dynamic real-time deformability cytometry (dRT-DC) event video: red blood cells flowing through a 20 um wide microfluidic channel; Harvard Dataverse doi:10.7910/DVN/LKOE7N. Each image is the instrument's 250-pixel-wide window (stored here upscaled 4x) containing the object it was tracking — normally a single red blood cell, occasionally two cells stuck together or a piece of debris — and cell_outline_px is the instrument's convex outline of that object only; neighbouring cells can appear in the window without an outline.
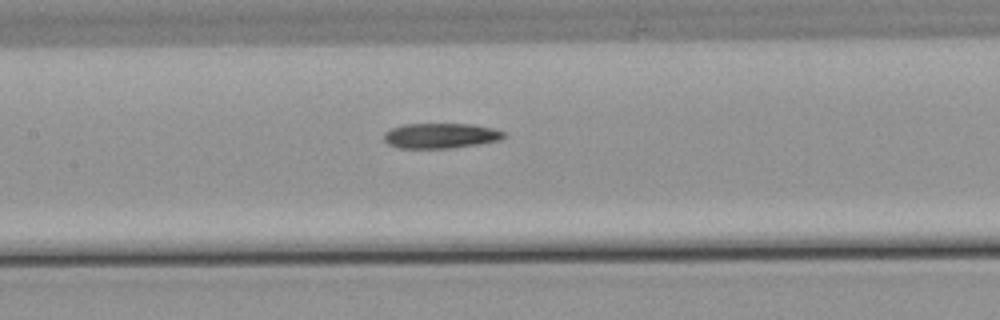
{"species": "common noctule bat (a hibernating species)", "species_latin": "Nyctalus noctula", "temperature_condition": "warm", "stored_images_in_passage": 39, "camera_frame_rate_fps": 3000, "um_per_image_px": 0.085, "animal": {"sex": "male", "body_mass_g": 21.5, "forearm_length_mm": 52.0}, "frame": {"image": 1, "passage_image": 15, "time_ms": 4.667, "image_size_px": [1000, 320], "cell_outline_px": [[504, 136], [500, 140], [476, 144], [448, 148], [400, 148], [388, 144], [384, 140], [384, 132], [392, 128], [404, 124], [472, 124], [496, 128], [504, 132]], "centroid_in_image_um": [37.44, 11.52], "position_along_channel_um": 170.0, "area_um2": 17.51}}
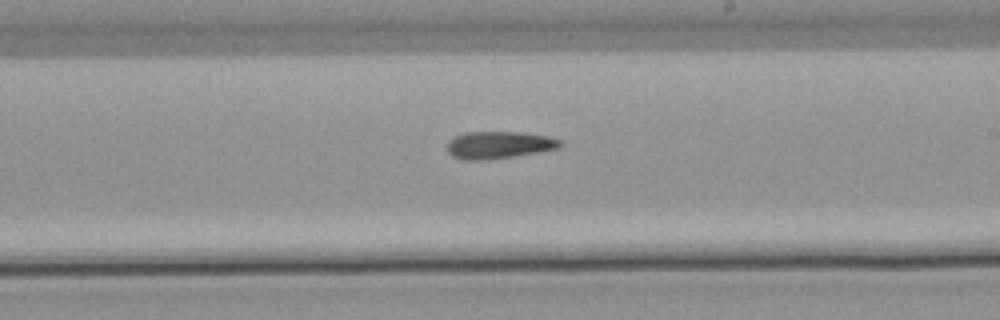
{"frame": {"image": 2, "passage_image": 21, "time_ms": 6.667, "image_size_px": [1000, 320], "cell_outline_px": [[564, 144], [560, 148], [488, 160], [464, 160], [452, 156], [448, 152], [448, 140], [464, 132], [520, 132], [548, 136], [560, 140]], "centroid_in_image_um": [42.4, 12.32], "position_along_channel_um": 246.6, "area_um2": 17.92}}
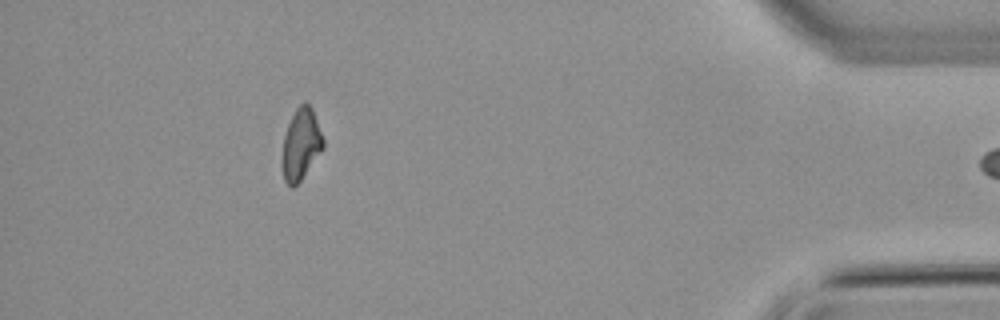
{"frame": {"image": 3, "passage_image": 38, "time_ms": 12.333, "image_size_px": [1000, 320], "cell_outline_px": [[324, 148], [300, 180], [292, 188], [284, 180], [280, 160], [284, 136], [288, 124], [296, 108], [304, 100], [312, 108], [324, 140]], "centroid_in_image_um": [25.56, 12.26], "position_along_channel_um": 409.6, "area_um2": 17.11}}